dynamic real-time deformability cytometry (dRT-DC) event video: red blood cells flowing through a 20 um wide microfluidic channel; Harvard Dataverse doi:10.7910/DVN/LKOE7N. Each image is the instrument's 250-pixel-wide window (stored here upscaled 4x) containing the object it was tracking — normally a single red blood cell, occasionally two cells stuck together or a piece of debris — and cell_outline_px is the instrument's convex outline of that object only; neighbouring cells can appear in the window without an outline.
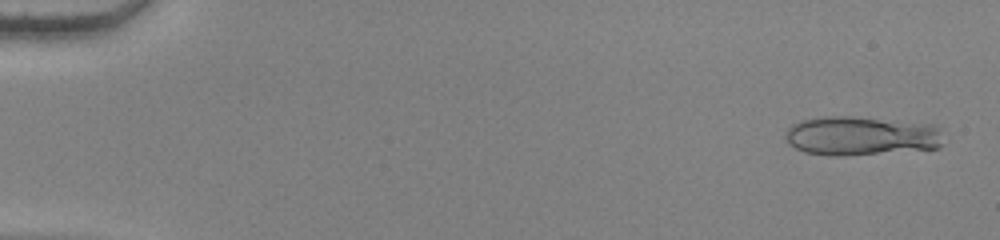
{"species": "human", "species_latin": "Homo sapiens", "temperature_condition": "warm", "stored_images_in_passage": 53, "camera_frame_rate_fps": 3000, "um_per_image_px": 0.085, "donor": {"sex": "female"}, "frame": {"image": 1, "passage_image": 2, "time_ms": 0.333, "image_size_px": [1000, 240], "cell_outline_px": [[948, 140], [940, 148], [844, 156], [828, 156], [804, 152], [788, 144], [784, 136], [784, 132], [792, 124], [800, 120], [820, 116], [848, 116], [936, 124]], "centroid_in_image_um": [73.23, 11.55], "position_along_channel_um": 11.8, "area_um2": 36.93}}
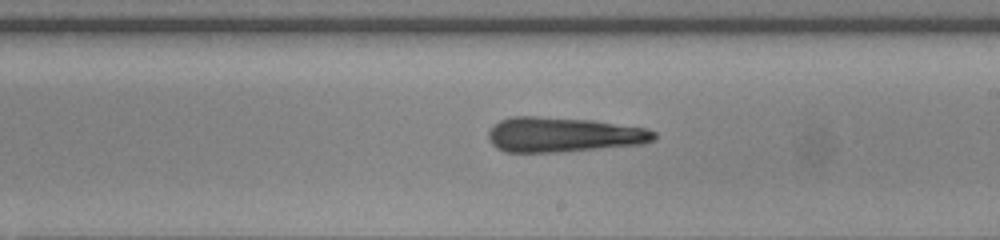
{"frame": {"image": 2, "passage_image": 32, "time_ms": 10.333, "image_size_px": [1000, 240], "cell_outline_px": [[656, 140], [644, 144], [564, 152], [504, 152], [496, 148], [488, 140], [488, 132], [492, 124], [500, 120], [512, 116], [536, 116], [592, 120], [648, 128], [656, 132]], "centroid_in_image_um": [47.88, 11.45], "position_along_channel_um": 241.1, "area_um2": 34.22}}
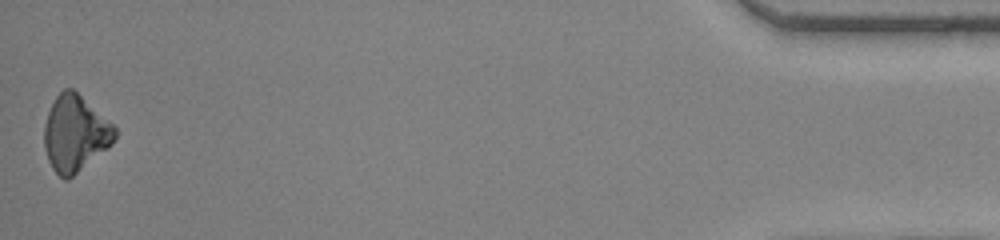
{"frame": {"image": 3, "passage_image": 53, "time_ms": 17.333, "image_size_px": [1000, 240], "cell_outline_px": [[116, 136], [112, 144], [108, 148], [68, 180], [64, 180], [52, 168], [48, 160], [44, 148], [44, 124], [48, 112], [56, 96], [64, 88], [72, 88], [112, 124], [116, 128]], "centroid_in_image_um": [6.37, 11.37], "position_along_channel_um": 428.8, "area_um2": 31.04}, "authors_computed_cell_mechanics": {"area_um2": 33.2928, "velocity_mm_per_s": 3.8788, "shape_relaxation_time_tau1_ms": 8.2958, "shape_relaxation_time_tau2_ms": null, "deformation_change_tau1": 0.1561, "deformation_change_tau2": null}}